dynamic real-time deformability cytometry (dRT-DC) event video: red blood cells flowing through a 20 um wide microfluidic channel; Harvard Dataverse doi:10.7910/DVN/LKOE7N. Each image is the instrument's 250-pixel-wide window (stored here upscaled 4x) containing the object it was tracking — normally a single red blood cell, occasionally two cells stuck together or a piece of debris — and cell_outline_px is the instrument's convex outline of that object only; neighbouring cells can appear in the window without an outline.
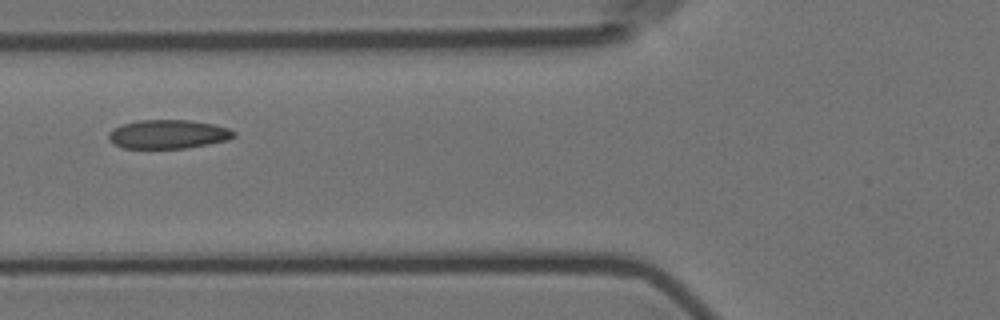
{"species": "Egyptian fruit bat (a non-hibernating species)", "species_latin": "Rousettus aegyptiacus", "temperature_condition": "room temperature", "stored_images_in_passage": 16, "camera_frame_rate_fps": 3000, "um_per_image_px": 0.085, "animal": {"sex": "female"}, "frame": {"image": 1, "passage_image": 7, "time_ms": 7.667, "image_size_px": [1000, 320], "cell_outline_px": [[236, 136], [228, 140], [188, 148], [124, 148], [112, 144], [108, 140], [108, 132], [112, 128], [120, 124], [136, 120], [188, 120], [212, 124], [228, 128], [236, 132]], "centroid_in_image_um": [14.24, 11.41], "position_along_channel_um": 111.6, "area_um2": 21.33}}
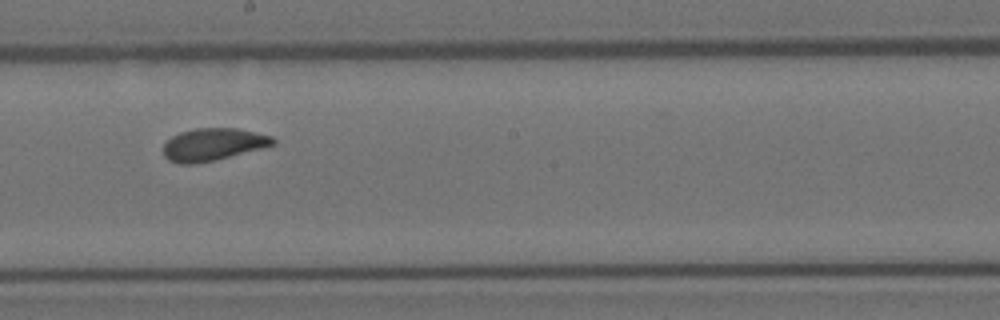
{"frame": {"image": 2, "passage_image": 10, "time_ms": 11.0, "image_size_px": [1000, 320], "cell_outline_px": [[276, 144], [196, 164], [180, 164], [168, 160], [164, 156], [164, 144], [172, 136], [180, 132], [196, 128], [236, 128], [272, 136], [276, 140]], "centroid_in_image_um": [18.08, 12.27], "position_along_channel_um": 230.1, "area_um2": 20.4}}
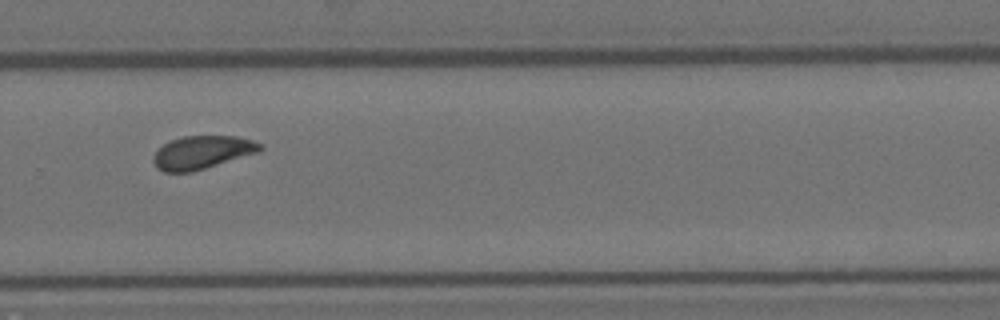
{"frame": {"image": 3, "passage_image": 12, "time_ms": 13.333, "image_size_px": [1000, 320], "cell_outline_px": [[264, 148], [260, 152], [192, 172], [164, 172], [156, 168], [152, 160], [152, 156], [164, 144], [172, 140], [184, 136], [236, 136], [252, 140], [264, 144]], "centroid_in_image_um": [17.21, 12.96], "position_along_channel_um": 312.6, "area_um2": 20.75}, "authors_computed_cell_mechanics": {"area_um2": 18.0914, "velocity_mm_per_s": 3.5661, "shape_relaxation_time_tau1_ms": 1.8034, "shape_relaxation_time_tau2_ms": 1.068, "deformation_change_tau1": 0.0737, "deformation_change_tau2": 0.0399}}